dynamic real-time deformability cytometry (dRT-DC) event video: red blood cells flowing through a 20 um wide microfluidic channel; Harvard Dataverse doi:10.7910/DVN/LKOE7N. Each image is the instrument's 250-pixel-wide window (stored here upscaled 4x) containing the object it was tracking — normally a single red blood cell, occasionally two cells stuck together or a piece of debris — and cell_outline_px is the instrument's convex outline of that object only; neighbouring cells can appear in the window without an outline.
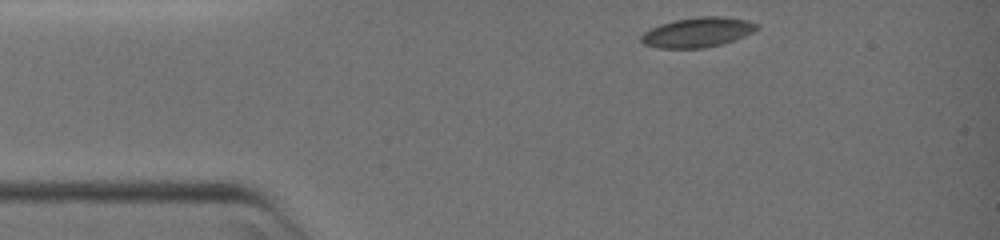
{"species": "common noctule bat (a hibernating species)", "species_latin": "Nyctalus noctula", "temperature_condition": "warm", "stored_images_in_passage": 55, "camera_frame_rate_fps": 3000, "um_per_image_px": 0.085, "animal": {"sex": "female", "body_mass_g": 19.0, "forearm_length_mm": 51.5}, "frame": {"image": 1, "passage_image": 1, "time_ms": 0.0, "image_size_px": [1000, 240], "cell_outline_px": [[760, 28], [736, 40], [704, 48], [656, 48], [644, 44], [640, 40], [640, 36], [644, 32], [660, 24], [676, 20], [700, 16], [720, 16], [748, 20], [760, 24]], "centroid_in_image_um": [59.32, 2.75], "position_along_channel_um": 25.7, "area_um2": 20.17}}
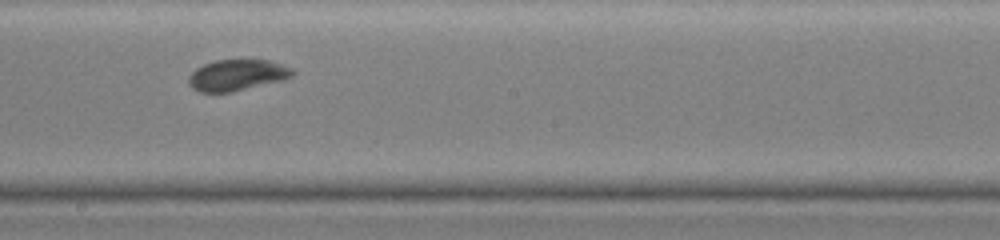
{"frame": {"image": 2, "passage_image": 31, "time_ms": 10.0, "image_size_px": [1000, 240], "cell_outline_px": [[296, 72], [292, 76], [284, 80], [232, 92], [200, 92], [192, 88], [188, 84], [188, 76], [196, 68], [204, 64], [216, 60], [268, 60], [284, 64], [292, 68]], "centroid_in_image_um": [20.17, 6.38], "position_along_channel_um": 228.0, "area_um2": 19.02}}
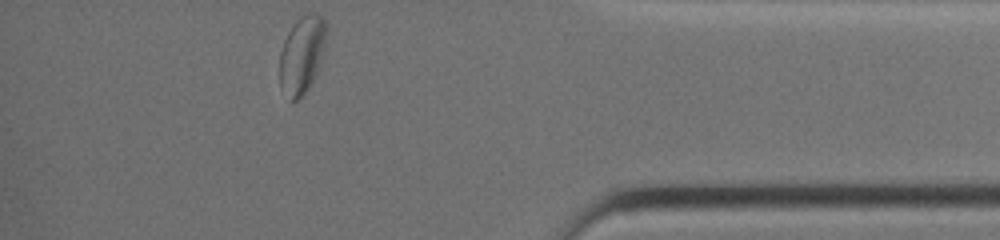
{"frame": {"image": 3, "passage_image": 55, "time_ms": 18.0, "image_size_px": [1000, 240], "cell_outline_px": [[328, 32], [320, 64], [308, 88], [296, 100], [288, 100], [280, 84], [280, 52], [284, 40], [288, 32], [296, 20], [304, 12], [316, 12], [324, 16], [328, 28]], "centroid_in_image_um": [25.69, 4.56], "position_along_channel_um": 409.5, "area_um2": 21.33}}